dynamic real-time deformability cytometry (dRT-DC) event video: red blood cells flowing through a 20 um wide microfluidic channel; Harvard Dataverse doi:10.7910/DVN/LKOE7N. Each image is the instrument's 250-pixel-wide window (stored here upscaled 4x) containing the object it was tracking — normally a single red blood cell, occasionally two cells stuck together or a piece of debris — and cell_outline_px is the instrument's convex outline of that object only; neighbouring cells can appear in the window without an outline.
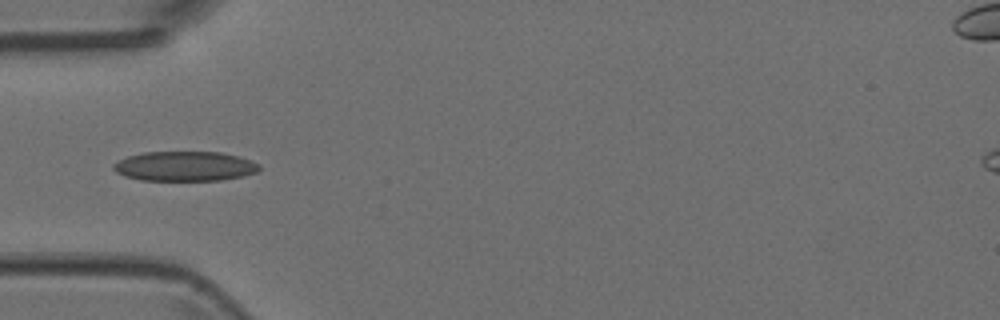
{"species": "Egyptian fruit bat (a non-hibernating species)", "species_latin": "Rousettus aegyptiacus", "temperature_condition": "room temperature", "stored_images_in_passage": 2, "camera_frame_rate_fps": 3000, "um_per_image_px": 0.085, "animal": {"sex": "female"}, "frame": {"image": 1, "passage_image": 1, "time_ms": 0.0, "image_size_px": [1000, 320], "cell_outline_px": [[260, 168], [256, 172], [244, 176], [220, 180], [140, 180], [124, 176], [116, 172], [112, 168], [112, 164], [128, 156], [144, 152], [220, 152], [252, 160], [260, 164]], "centroid_in_image_um": [15.7, 14.13], "position_along_channel_um": 69.3, "area_um2": 25.26}}
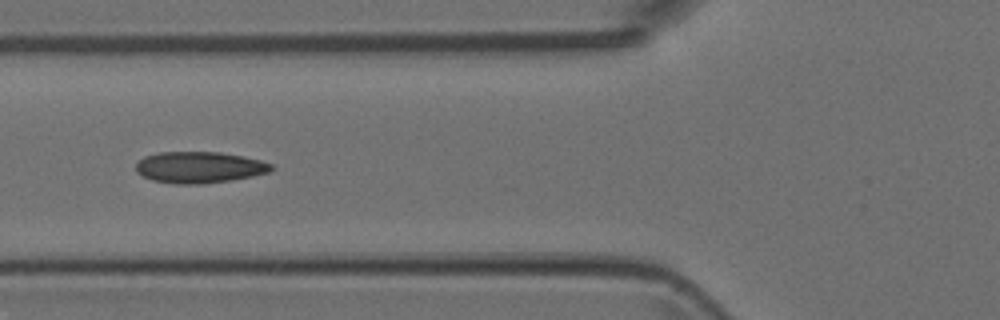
{"frame": {"image": 2, "passage_image": 2, "time_ms": 0.333, "image_size_px": [1000, 320], "cell_outline_px": [[276, 168], [268, 172], [252, 176], [204, 184], [176, 184], [152, 180], [136, 172], [136, 164], [144, 156], [160, 152], [220, 152], [244, 156], [260, 160], [272, 164]], "centroid_in_image_um": [16.95, 14.22], "position_along_channel_um": 108.8, "area_um2": 24.74}}